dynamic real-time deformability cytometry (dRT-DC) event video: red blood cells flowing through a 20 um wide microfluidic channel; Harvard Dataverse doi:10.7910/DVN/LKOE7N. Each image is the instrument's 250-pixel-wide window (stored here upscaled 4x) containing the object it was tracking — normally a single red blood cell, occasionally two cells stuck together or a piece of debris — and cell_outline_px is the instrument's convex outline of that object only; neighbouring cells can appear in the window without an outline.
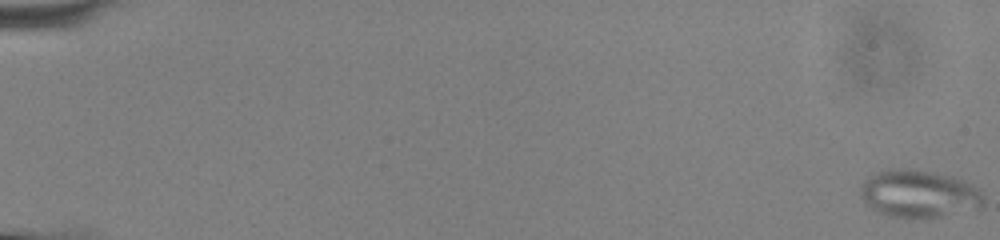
{"species": "common noctule bat (a hibernating species)", "species_latin": "Nyctalus noctula", "temperature_condition": "cold", "stored_images_in_passage": 18, "camera_frame_rate_fps": 3000, "um_per_image_px": 0.085, "animal": {"sex": "male", "body_mass_g": 13.0, "forearm_length_mm": 53.1}, "frame": {"image": 1, "passage_image": 1, "time_ms": 0.0, "image_size_px": [1000, 240], "cell_outline_px": [[984, 208], [940, 216], [888, 216], [872, 208], [860, 196], [860, 188], [864, 180], [876, 172], [888, 168], [900, 168], [932, 172], [952, 176], [964, 180], [972, 184], [984, 196]], "centroid_in_image_um": [78.14, 16.45], "position_along_channel_um": 6.9, "area_um2": 33.81}}
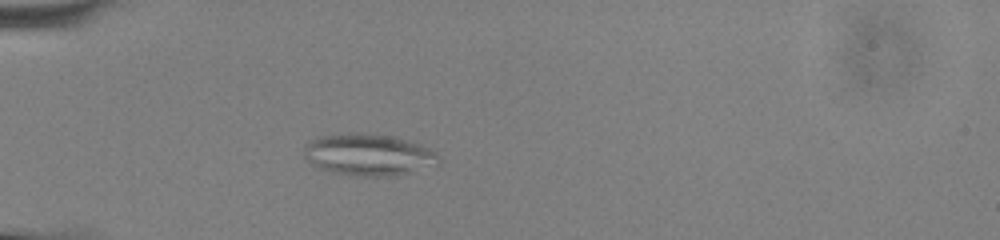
{"frame": {"image": 2, "passage_image": 18, "time_ms": 5.667, "image_size_px": [1000, 240], "cell_outline_px": [[440, 164], [396, 176], [352, 176], [328, 172], [312, 164], [304, 156], [304, 148], [308, 140], [320, 136], [348, 132], [360, 132], [396, 136], [420, 144], [436, 152], [440, 156]], "centroid_in_image_um": [31.33, 13.14], "position_along_channel_um": 53.7, "area_um2": 33.47}}